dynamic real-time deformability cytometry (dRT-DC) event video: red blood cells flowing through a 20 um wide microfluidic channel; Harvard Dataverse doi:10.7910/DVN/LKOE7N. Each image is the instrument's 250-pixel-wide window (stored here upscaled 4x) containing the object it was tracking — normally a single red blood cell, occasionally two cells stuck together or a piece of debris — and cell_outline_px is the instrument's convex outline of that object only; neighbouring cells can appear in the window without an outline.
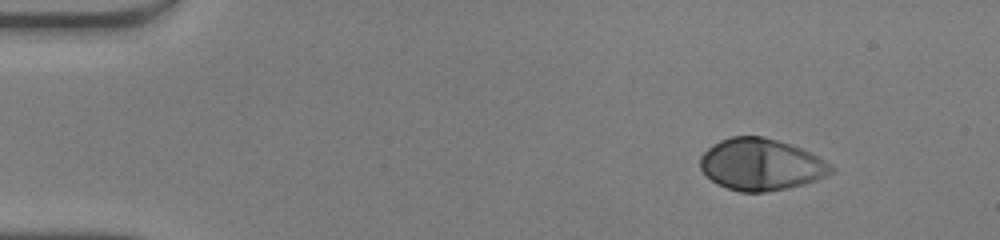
{"species": "human", "species_latin": "Homo sapiens", "temperature_condition": "warm", "stored_images_in_passage": 45, "camera_frame_rate_fps": 3000, "um_per_image_px": 0.085, "donor": {"sex": "male"}, "frame": {"image": 1, "passage_image": 1, "time_ms": 0.0, "image_size_px": [1000, 240], "cell_outline_px": [[836, 168], [832, 172], [816, 180], [804, 184], [788, 188], [764, 192], [740, 192], [716, 184], [700, 168], [700, 156], [712, 144], [720, 140], [732, 136], [760, 136], [776, 140], [800, 148], [832, 164]], "centroid_in_image_um": [64.67, 13.99], "position_along_channel_um": 20.3, "area_um2": 39.25}}
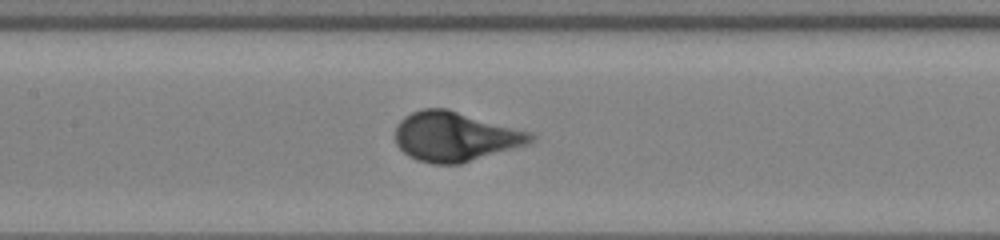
{"frame": {"image": 2, "passage_image": 19, "time_ms": 6.0, "image_size_px": [1000, 240], "cell_outline_px": [[536, 140], [528, 144], [460, 164], [432, 164], [416, 160], [408, 156], [396, 144], [396, 124], [404, 116], [412, 112], [424, 108], [448, 108], [532, 132], [536, 136]], "centroid_in_image_um": [38.7, 11.6], "position_along_channel_um": 168.7, "area_um2": 39.42}}
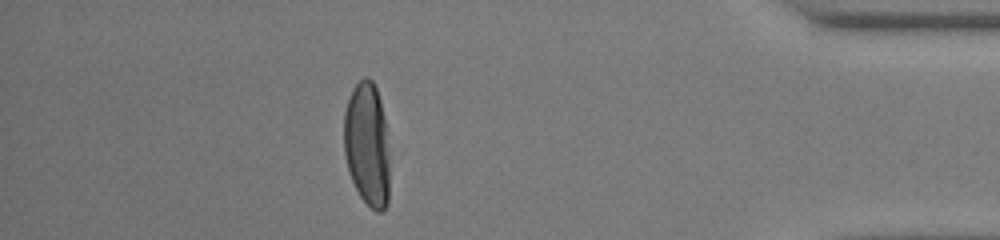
{"frame": {"image": 3, "passage_image": 39, "time_ms": 12.667, "image_size_px": [1000, 240], "cell_outline_px": [[388, 204], [380, 212], [376, 212], [360, 196], [348, 172], [344, 152], [344, 112], [352, 88], [364, 76], [368, 76], [372, 80], [376, 88], [380, 100], [384, 116], [388, 156]], "centroid_in_image_um": [31.19, 12.26], "position_along_channel_um": 404.0, "area_um2": 32.83}, "authors_computed_cell_mechanics": {"area_um2": 38.8994, "velocity_mm_per_s": 4.1612, "shape_relaxation_time_tau1_ms": 2.7159, "shape_relaxation_time_tau2_ms": null, "deformation_change_tau1": 0.2035, "deformation_change_tau2": null}}